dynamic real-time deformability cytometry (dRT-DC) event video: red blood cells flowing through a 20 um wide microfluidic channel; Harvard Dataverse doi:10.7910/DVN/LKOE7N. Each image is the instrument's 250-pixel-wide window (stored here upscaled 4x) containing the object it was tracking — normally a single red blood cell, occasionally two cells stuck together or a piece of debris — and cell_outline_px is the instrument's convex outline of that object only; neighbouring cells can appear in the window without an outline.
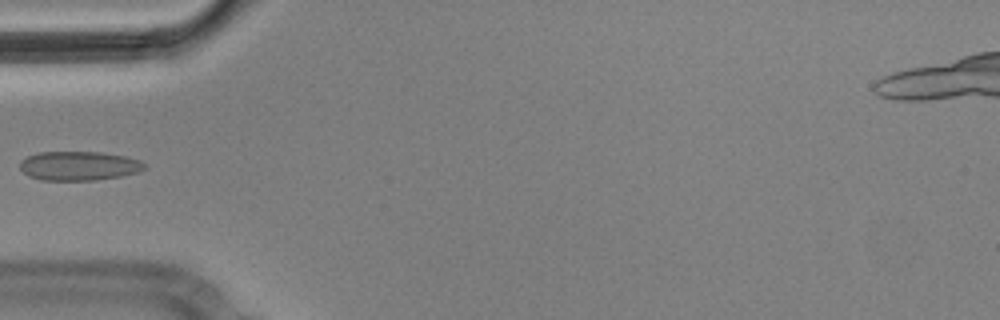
{"species": "Egyptian fruit bat (a non-hibernating species)", "species_latin": "Rousettus aegyptiacus", "temperature_condition": "cold", "stored_images_in_passage": 6, "camera_frame_rate_fps": 3000, "um_per_image_px": 0.085, "animal": {"sex": "male"}, "frame": {"image": 1, "passage_image": 5, "time_ms": 1.333, "image_size_px": [1000, 320], "cell_outline_px": [[144, 168], [136, 172], [120, 176], [96, 180], [40, 180], [28, 176], [20, 168], [20, 160], [28, 156], [40, 152], [100, 152], [124, 156], [140, 160], [144, 164]], "centroid_in_image_um": [6.66, 14.1], "position_along_channel_um": 78.3, "area_um2": 20.98}}